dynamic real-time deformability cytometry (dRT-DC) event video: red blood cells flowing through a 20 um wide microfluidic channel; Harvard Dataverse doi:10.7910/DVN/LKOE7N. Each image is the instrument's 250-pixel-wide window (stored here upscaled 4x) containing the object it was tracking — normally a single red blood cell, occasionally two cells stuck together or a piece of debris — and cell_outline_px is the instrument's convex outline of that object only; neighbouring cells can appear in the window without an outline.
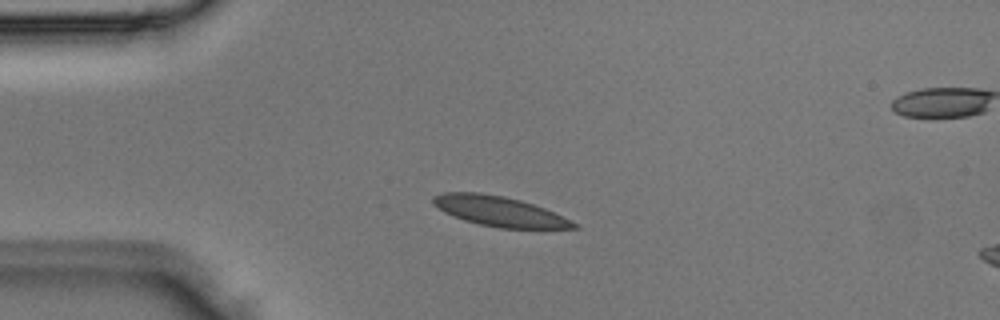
{"species": "Egyptian fruit bat (a non-hibernating species)", "species_latin": "Rousettus aegyptiacus", "temperature_condition": "room temperature", "stored_images_in_passage": 2, "camera_frame_rate_fps": 3000, "um_per_image_px": 0.085, "animal": {"sex": "male"}, "frame": {"image": 1, "passage_image": 1, "time_ms": 0.0, "image_size_px": [1000, 320], "cell_outline_px": [[580, 228], [500, 228], [480, 224], [464, 220], [444, 212], [432, 204], [432, 196], [444, 192], [480, 192], [504, 196], [520, 200], [544, 208], [580, 224]], "centroid_in_image_um": [42.43, 17.95], "position_along_channel_um": 42.6, "area_um2": 24.51}}